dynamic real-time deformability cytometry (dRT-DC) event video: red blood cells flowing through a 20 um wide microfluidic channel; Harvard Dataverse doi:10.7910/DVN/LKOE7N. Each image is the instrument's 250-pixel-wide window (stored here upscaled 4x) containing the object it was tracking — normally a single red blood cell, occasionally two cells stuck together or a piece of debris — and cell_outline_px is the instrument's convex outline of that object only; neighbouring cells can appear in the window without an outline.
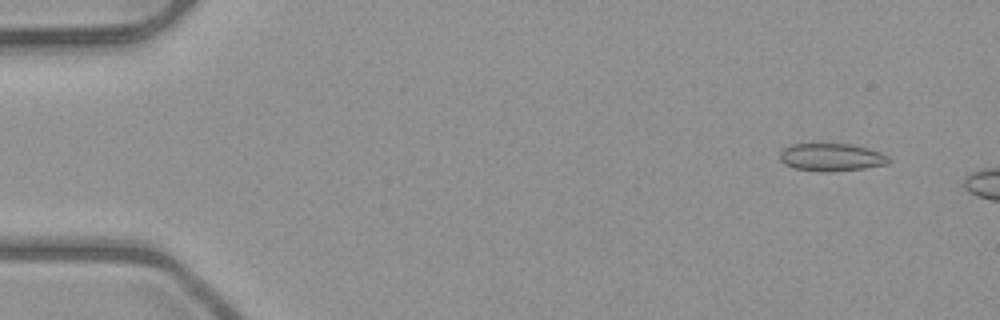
{"species": "common noctule bat (a hibernating species)", "species_latin": "Nyctalus noctula", "temperature_condition": "room temperature", "stored_images_in_passage": 3, "camera_frame_rate_fps": 3000, "um_per_image_px": 0.085, "animal": {"sex": "male", "body_mass_g": 23.1, "forearm_length_mm": 52.7}, "frame": {"image": 1, "passage_image": 1, "time_ms": 0.0, "image_size_px": [1000, 320], "cell_outline_px": [[892, 160], [888, 164], [864, 168], [820, 172], [792, 168], [784, 164], [780, 160], [780, 152], [784, 148], [792, 144], [848, 144], [868, 148], [880, 152], [888, 156]], "centroid_in_image_um": [70.66, 13.37], "position_along_channel_um": 14.3, "area_um2": 17.57}}